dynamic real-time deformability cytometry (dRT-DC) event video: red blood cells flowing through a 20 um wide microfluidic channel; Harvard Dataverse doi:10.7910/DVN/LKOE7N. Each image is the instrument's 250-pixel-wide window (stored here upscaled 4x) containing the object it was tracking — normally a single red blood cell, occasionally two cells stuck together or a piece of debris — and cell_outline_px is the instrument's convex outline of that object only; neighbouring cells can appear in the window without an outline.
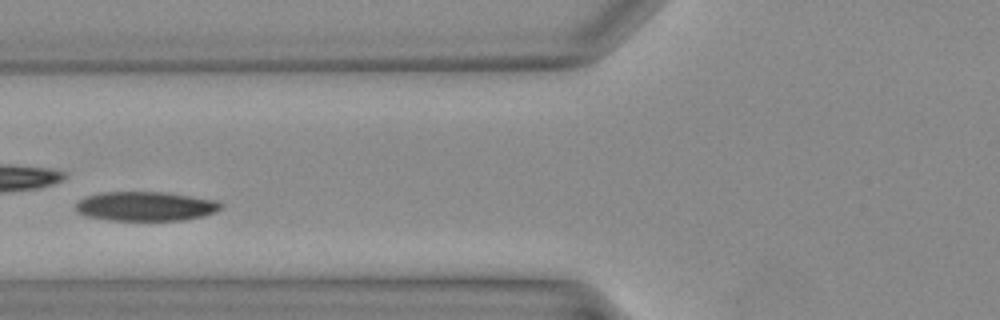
{"species": "Egyptian fruit bat (a non-hibernating species)", "species_latin": "Rousettus aegyptiacus", "temperature_condition": "warm", "stored_images_in_passage": 26, "camera_frame_rate_fps": 3000, "um_per_image_px": 0.085, "animal": {"sex": "female"}, "frame": {"image": 1, "passage_image": 5, "time_ms": 1.333, "image_size_px": [1000, 320], "cell_outline_px": [[220, 208], [216, 212], [204, 216], [184, 220], [108, 220], [88, 216], [76, 212], [76, 204], [80, 200], [88, 196], [104, 192], [160, 192], [216, 200], [220, 204]], "centroid_in_image_um": [12.36, 17.54], "position_along_channel_um": 113.4, "area_um2": 24.45}}
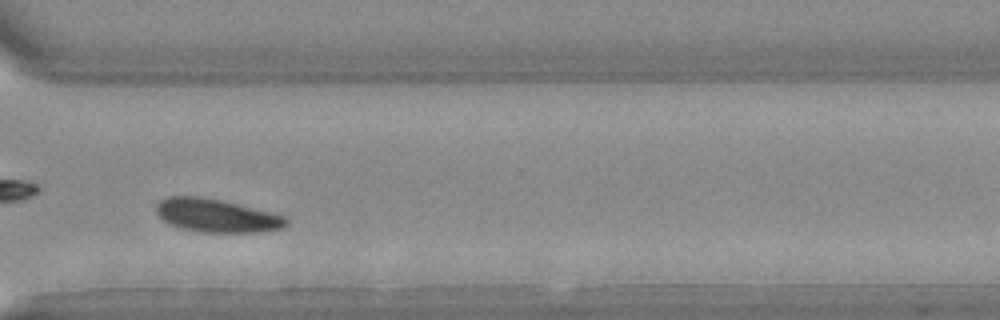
{"frame": {"image": 2, "passage_image": 19, "time_ms": 6.0, "image_size_px": [1000, 320], "cell_outline_px": [[288, 224], [284, 228], [260, 232], [196, 232], [180, 228], [168, 224], [156, 212], [156, 204], [160, 200], [168, 196], [200, 196], [220, 200], [284, 216], [288, 220]], "centroid_in_image_um": [18.37, 18.33], "position_along_channel_um": 352.2, "area_um2": 25.09}}